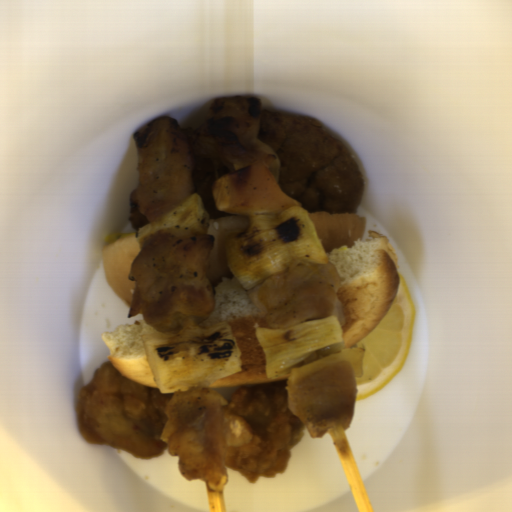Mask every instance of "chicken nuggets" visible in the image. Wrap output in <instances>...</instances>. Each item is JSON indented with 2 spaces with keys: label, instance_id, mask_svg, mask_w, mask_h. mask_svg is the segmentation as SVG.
<instances>
[{
  "label": "chicken nuggets",
  "instance_id": "chicken-nuggets-3",
  "mask_svg": "<svg viewBox=\"0 0 512 512\" xmlns=\"http://www.w3.org/2000/svg\"><path fill=\"white\" fill-rule=\"evenodd\" d=\"M161 441L178 459L181 474L219 491L228 482L226 457L253 439L245 417L228 409L222 394L195 387L175 391L164 407Z\"/></svg>",
  "mask_w": 512,
  "mask_h": 512
},
{
  "label": "chicken nuggets",
  "instance_id": "chicken-nuggets-5",
  "mask_svg": "<svg viewBox=\"0 0 512 512\" xmlns=\"http://www.w3.org/2000/svg\"><path fill=\"white\" fill-rule=\"evenodd\" d=\"M331 261H295L285 271L253 285L249 297L269 328H289L303 321L333 316L340 288Z\"/></svg>",
  "mask_w": 512,
  "mask_h": 512
},
{
  "label": "chicken nuggets",
  "instance_id": "chicken-nuggets-2",
  "mask_svg": "<svg viewBox=\"0 0 512 512\" xmlns=\"http://www.w3.org/2000/svg\"><path fill=\"white\" fill-rule=\"evenodd\" d=\"M215 238L205 232H162L142 244L128 280L127 316L142 315L156 332L199 327L216 305L211 279Z\"/></svg>",
  "mask_w": 512,
  "mask_h": 512
},
{
  "label": "chicken nuggets",
  "instance_id": "chicken-nuggets-1",
  "mask_svg": "<svg viewBox=\"0 0 512 512\" xmlns=\"http://www.w3.org/2000/svg\"><path fill=\"white\" fill-rule=\"evenodd\" d=\"M262 113L259 97L237 94L213 99L203 121L185 133L180 122L160 115L133 133L137 147L136 202L148 220H159L194 193L198 157L245 164L212 185L217 210L248 216L300 207L282 190L271 165L275 156L255 148Z\"/></svg>",
  "mask_w": 512,
  "mask_h": 512
},
{
  "label": "chicken nuggets",
  "instance_id": "chicken-nuggets-4",
  "mask_svg": "<svg viewBox=\"0 0 512 512\" xmlns=\"http://www.w3.org/2000/svg\"><path fill=\"white\" fill-rule=\"evenodd\" d=\"M365 348L345 349L290 369L286 381L288 410L311 439L350 427L357 406L356 380L364 373Z\"/></svg>",
  "mask_w": 512,
  "mask_h": 512
}]
</instances>
